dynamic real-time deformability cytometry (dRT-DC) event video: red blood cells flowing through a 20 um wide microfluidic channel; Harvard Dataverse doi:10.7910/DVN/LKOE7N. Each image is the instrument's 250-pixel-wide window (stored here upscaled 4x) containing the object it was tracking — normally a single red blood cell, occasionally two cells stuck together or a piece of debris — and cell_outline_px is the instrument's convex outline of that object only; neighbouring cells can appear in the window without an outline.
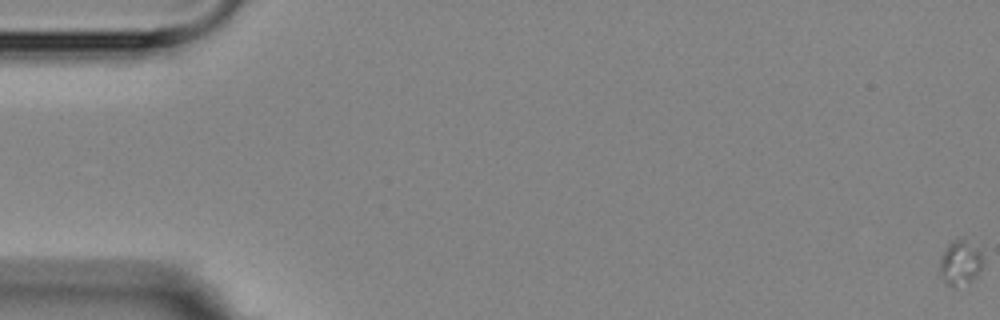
{"species": "Egyptian fruit bat (a non-hibernating species)", "species_latin": "Rousettus aegyptiacus", "temperature_condition": "room temperature", "stored_images_in_passage": 7, "camera_frame_rate_fps": 3000, "um_per_image_px": 0.085, "animal": {"sex": "female"}, "frame": {"image": 1, "passage_image": 1, "time_ms": 0.0, "image_size_px": [1000, 320], "cell_outline_px": [[984, 264], [976, 276], [972, 280], [952, 288], [936, 272], [940, 260], [948, 244], [952, 240], [964, 240], [976, 248], [984, 256]], "centroid_in_image_um": [81.6, 22.37], "position_along_channel_um": 3.4, "area_um2": 11.27}}
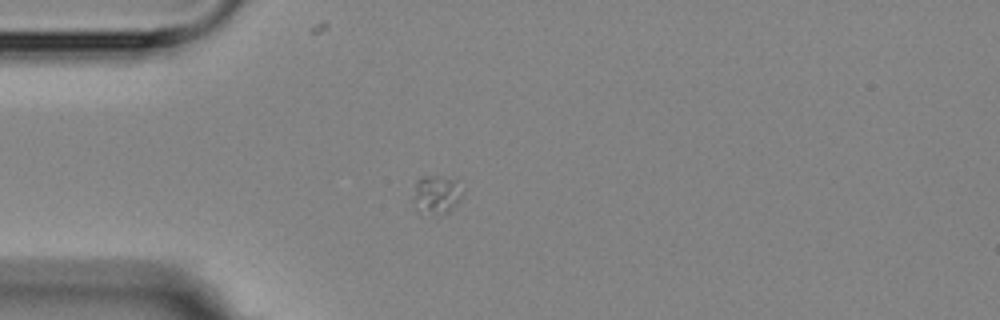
{"frame": {"image": 2, "passage_image": 5, "time_ms": 5.667, "image_size_px": [1000, 320], "cell_outline_px": [[460, 200], [448, 212], [420, 216], [416, 208], [416, 180], [432, 176], [436, 176], [456, 180], [460, 196]], "centroid_in_image_um": [37.07, 16.6], "position_along_channel_um": 47.9, "area_um2": 10.46}}